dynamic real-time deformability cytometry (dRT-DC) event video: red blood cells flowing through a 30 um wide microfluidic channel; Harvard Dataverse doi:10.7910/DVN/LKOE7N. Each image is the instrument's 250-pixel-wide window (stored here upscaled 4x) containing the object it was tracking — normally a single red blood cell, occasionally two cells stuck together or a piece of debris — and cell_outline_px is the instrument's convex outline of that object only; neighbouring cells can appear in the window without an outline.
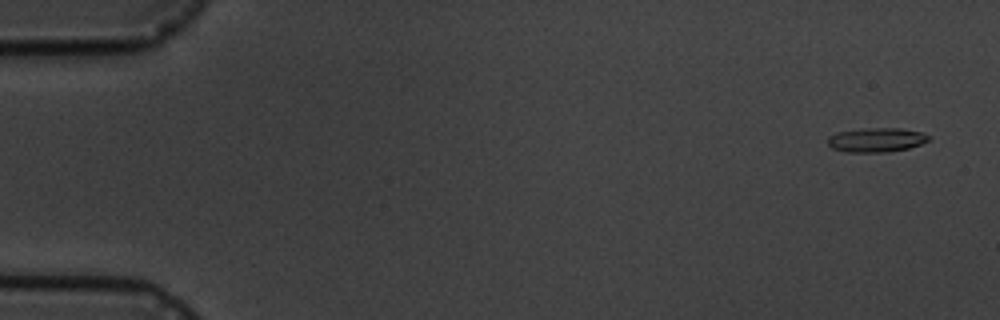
{"species": "common noctule bat (a hibernating species)", "species_latin": "Nyctalus noctula", "temperature_condition": "cold", "stored_images_in_passage": 6, "segment_of_instrument_passage": [1, 2], "camera_frame_rate_fps": 3000, "um_per_image_px": 0.085, "animal": {"sex": "male", "body_mass_g": 19.5, "forearm_length_mm": 54.6}, "frame": {"image": 1, "passage_image": 1, "time_ms": 0.0, "image_size_px": [1000, 320], "cell_outline_px": [[928, 140], [920, 144], [908, 148], [888, 152], [848, 152], [832, 148], [828, 144], [828, 136], [836, 132], [864, 128], [900, 128], [920, 132], [928, 136]], "centroid_in_image_um": [74.44, 11.89], "position_along_channel_um": 10.6, "area_um2": 14.16}}